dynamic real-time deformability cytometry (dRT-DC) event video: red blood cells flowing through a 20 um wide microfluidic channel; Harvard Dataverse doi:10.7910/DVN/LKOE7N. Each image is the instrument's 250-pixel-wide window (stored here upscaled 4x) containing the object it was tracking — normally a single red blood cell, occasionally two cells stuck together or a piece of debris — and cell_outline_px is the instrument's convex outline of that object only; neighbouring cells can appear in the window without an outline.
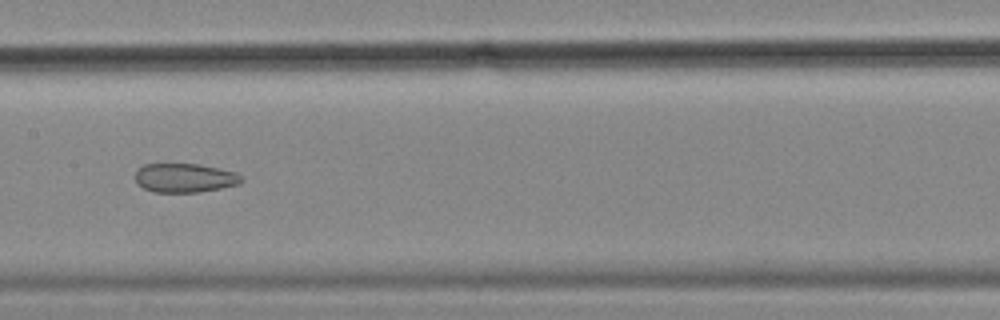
{"species": "common noctule bat (a hibernating species)", "species_latin": "Nyctalus noctula", "temperature_condition": "cold", "stored_images_in_passage": 14, "camera_frame_rate_fps": 3000, "um_per_image_px": 0.085, "animal": {"sex": "female", "body_mass_g": 18.4}, "frame": {"image": 1, "passage_image": 7, "time_ms": 2.0, "image_size_px": [1000, 320], "cell_outline_px": [[244, 180], [240, 184], [200, 192], [156, 192], [144, 188], [136, 184], [136, 168], [144, 164], [200, 164], [220, 168], [236, 172]], "centroid_in_image_um": [15.7, 15.11], "position_along_channel_um": 191.7, "area_um2": 18.09}}
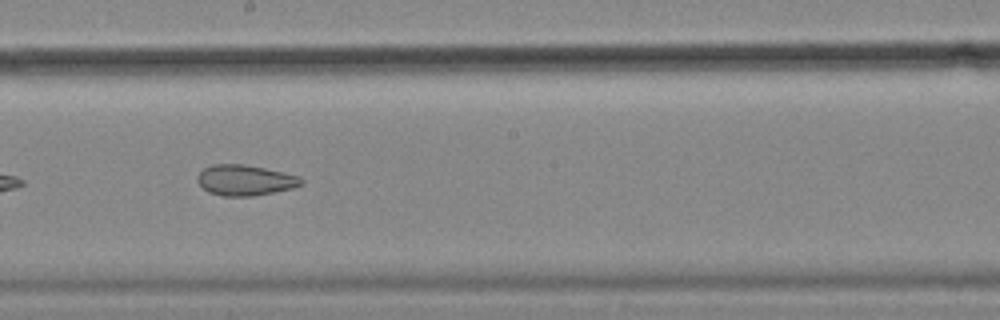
{"frame": {"image": 2, "passage_image": 8, "time_ms": 2.333, "image_size_px": [1000, 320], "cell_outline_px": [[304, 184], [296, 188], [252, 196], [224, 196], [208, 192], [196, 180], [196, 176], [204, 168], [212, 164], [244, 164], [284, 172], [300, 176], [304, 180]], "centroid_in_image_um": [20.87, 15.31], "position_along_channel_um": 227.3, "area_um2": 18.73}}
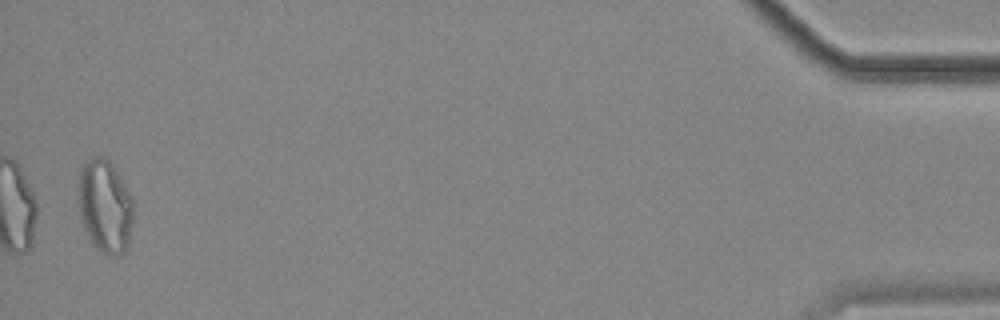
{"frame": {"image": 3, "passage_image": 14, "time_ms": 4.333, "image_size_px": [1000, 320], "cell_outline_px": [[132, 220], [128, 244], [124, 252], [100, 252], [92, 244], [80, 220], [80, 172], [84, 164], [92, 156], [104, 156], [112, 164], [132, 196]], "centroid_in_image_um": [8.93, 17.5], "position_along_channel_um": 426.3, "area_um2": 29.13}}